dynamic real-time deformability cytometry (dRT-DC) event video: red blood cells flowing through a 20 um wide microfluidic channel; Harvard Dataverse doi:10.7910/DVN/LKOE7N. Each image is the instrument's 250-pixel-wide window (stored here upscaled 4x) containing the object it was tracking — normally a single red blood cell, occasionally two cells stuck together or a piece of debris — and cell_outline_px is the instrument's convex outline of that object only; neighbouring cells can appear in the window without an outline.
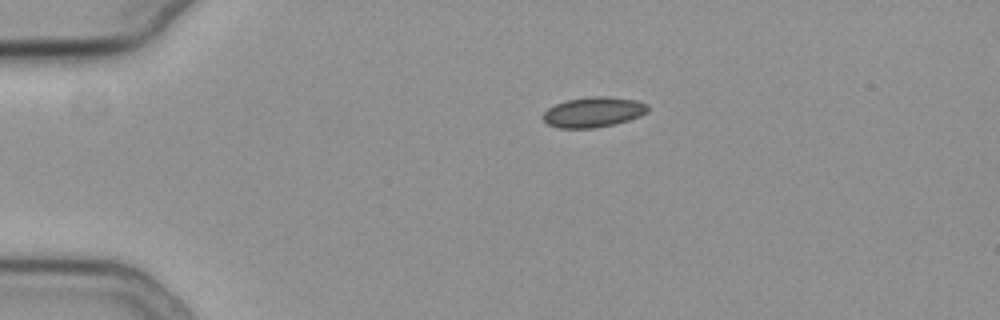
{"species": "common noctule bat (a hibernating species)", "species_latin": "Nyctalus noctula", "temperature_condition": "cold", "stored_images_in_passage": 36, "camera_frame_rate_fps": 3000, "um_per_image_px": 0.085, "animal": {"sex": "female", "body_mass_g": 19.3, "forearm_length_mm": 54.1}, "frame": {"image": 1, "passage_image": 1, "time_ms": 0.0, "image_size_px": [1000, 320], "cell_outline_px": [[648, 112], [640, 116], [616, 124], [596, 128], [560, 128], [548, 124], [540, 116], [548, 108], [556, 104], [568, 100], [592, 96], [608, 96], [636, 100], [648, 104]], "centroid_in_image_um": [50.45, 9.53], "position_along_channel_um": 34.5, "area_um2": 18.55}}
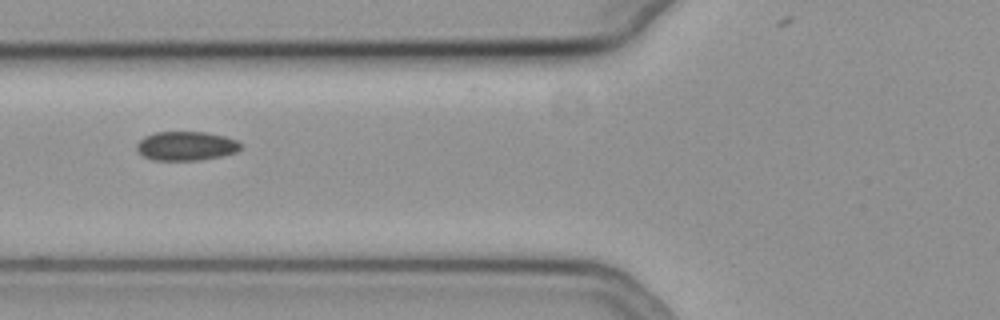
{"frame": {"image": 2, "passage_image": 11, "time_ms": 3.333, "image_size_px": [1000, 320], "cell_outline_px": [[240, 148], [236, 152], [220, 156], [200, 160], [152, 160], [144, 156], [136, 148], [136, 144], [144, 136], [156, 132], [204, 132], [224, 136], [236, 140], [240, 144]], "centroid_in_image_um": [15.79, 12.4], "position_along_channel_um": 110.0, "area_um2": 17.46}}
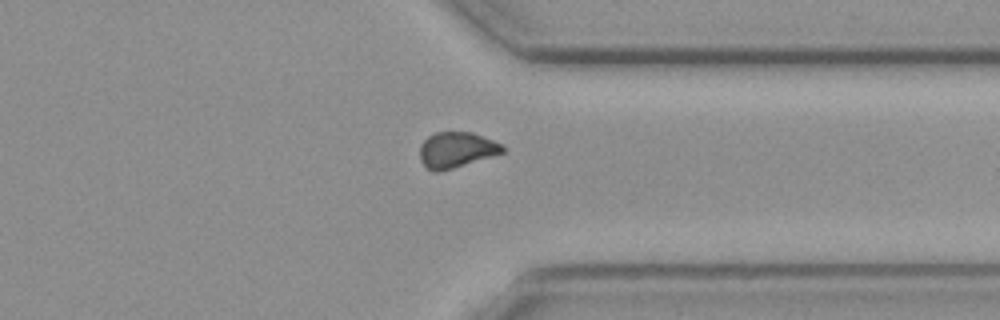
{"frame": {"image": 3, "passage_image": 32, "time_ms": 10.333, "image_size_px": [1000, 320], "cell_outline_px": [[504, 152], [440, 172], [436, 172], [428, 168], [420, 160], [420, 144], [428, 136], [436, 132], [472, 132], [504, 144]], "centroid_in_image_um": [38.79, 12.72], "position_along_channel_um": 372.6, "area_um2": 17.11}}